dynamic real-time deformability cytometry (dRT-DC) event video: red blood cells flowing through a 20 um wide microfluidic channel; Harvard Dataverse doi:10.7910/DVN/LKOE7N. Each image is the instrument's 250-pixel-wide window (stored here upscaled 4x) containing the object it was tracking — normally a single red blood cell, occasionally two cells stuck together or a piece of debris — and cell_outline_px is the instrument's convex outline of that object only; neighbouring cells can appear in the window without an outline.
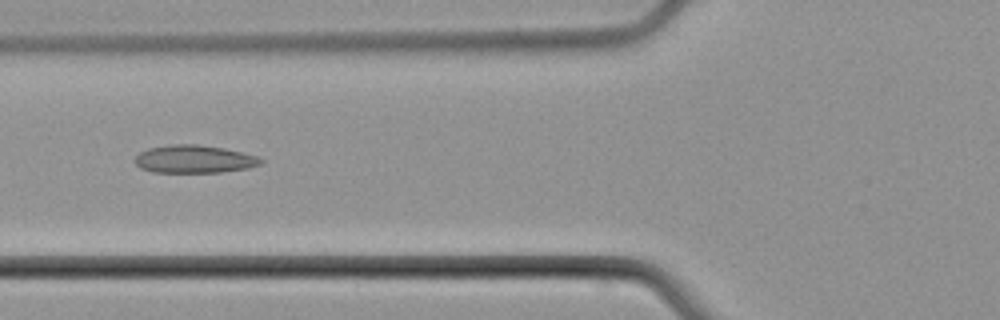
{"species": "common noctule bat (a hibernating species)", "species_latin": "Nyctalus noctula", "temperature_condition": "cold", "stored_images_in_passage": 7, "camera_frame_rate_fps": 3000, "um_per_image_px": 0.085, "animal": {"sex": "male", "body_mass_g": 21.5, "forearm_length_mm": 52.0}, "frame": {"image": 1, "passage_image": 5, "time_ms": 5.0, "image_size_px": [1000, 320], "cell_outline_px": [[264, 160], [260, 164], [248, 168], [220, 172], [152, 172], [140, 168], [132, 160], [140, 152], [148, 148], [172, 144], [196, 144], [224, 148], [256, 156]], "centroid_in_image_um": [16.46, 13.52], "position_along_channel_um": 109.3, "area_um2": 20.4}}
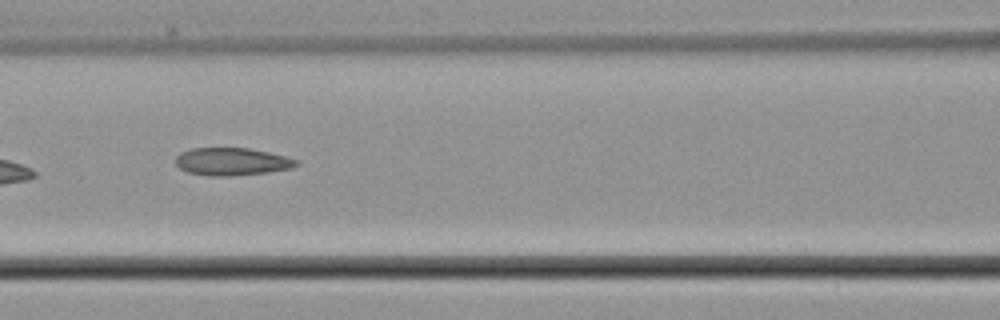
{"frame": {"image": 2, "passage_image": 6, "time_ms": 6.0, "image_size_px": [1000, 320], "cell_outline_px": [[300, 164], [292, 168], [268, 172], [232, 176], [208, 176], [188, 172], [180, 168], [176, 164], [176, 156], [180, 152], [192, 148], [248, 148], [268, 152], [300, 160]], "centroid_in_image_um": [19.72, 13.74], "position_along_channel_um": 146.9, "area_um2": 19.54}}
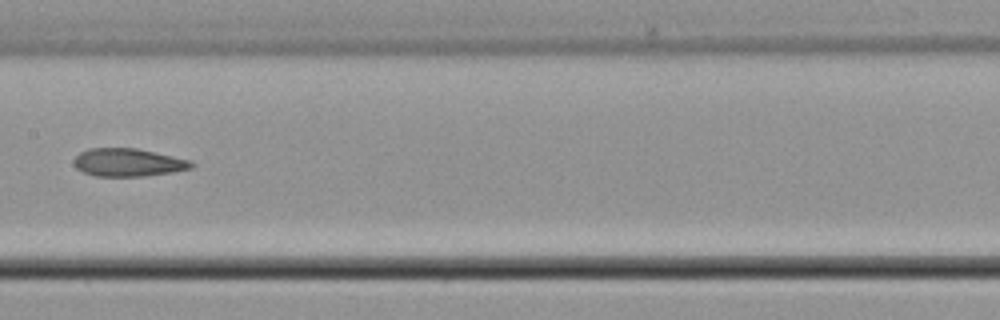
{"frame": {"image": 3, "passage_image": 7, "time_ms": 7.333, "image_size_px": [1000, 320], "cell_outline_px": [[196, 164], [192, 168], [172, 172], [144, 176], [96, 176], [84, 172], [76, 168], [72, 164], [72, 160], [80, 152], [88, 148], [136, 148], [172, 156], [188, 160]], "centroid_in_image_um": [10.85, 13.81], "position_along_channel_um": 196.6, "area_um2": 19.13}}